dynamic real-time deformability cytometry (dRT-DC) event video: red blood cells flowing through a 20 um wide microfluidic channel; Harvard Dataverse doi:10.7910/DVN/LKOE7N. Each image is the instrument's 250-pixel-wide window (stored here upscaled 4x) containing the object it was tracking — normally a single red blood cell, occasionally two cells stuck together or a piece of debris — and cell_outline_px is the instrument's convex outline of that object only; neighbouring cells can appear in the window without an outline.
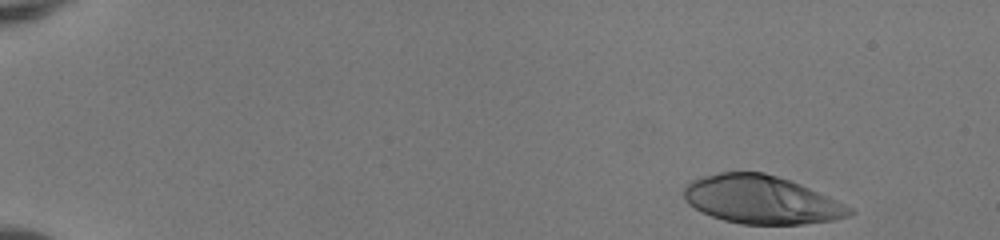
{"species": "human", "species_latin": "Homo sapiens", "temperature_condition": "room temperature", "stored_images_in_passage": 47, "camera_frame_rate_fps": 3000, "um_per_image_px": 0.085, "donor": {"sex": "female"}, "frame": {"image": 1, "passage_image": 1, "time_ms": 0.0, "image_size_px": [1000, 240], "cell_outline_px": [[856, 212], [848, 216], [832, 220], [804, 224], [740, 224], [724, 220], [712, 216], [688, 204], [684, 200], [684, 188], [692, 180], [704, 176], [720, 172], [764, 172], [800, 184], [828, 196], [852, 208]], "centroid_in_image_um": [64.72, 16.98], "position_along_channel_um": 20.3, "area_um2": 46.18}}
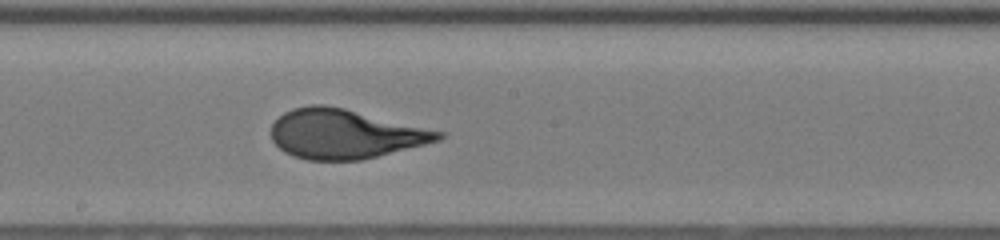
{"frame": {"image": 2, "passage_image": 26, "time_ms": 8.333, "image_size_px": [1000, 240], "cell_outline_px": [[448, 132], [440, 140], [360, 160], [308, 160], [292, 156], [284, 152], [272, 140], [272, 124], [284, 112], [292, 108], [308, 104], [324, 104], [344, 108]], "centroid_in_image_um": [29.32, 11.37], "position_along_channel_um": 218.9, "area_um2": 48.15}}
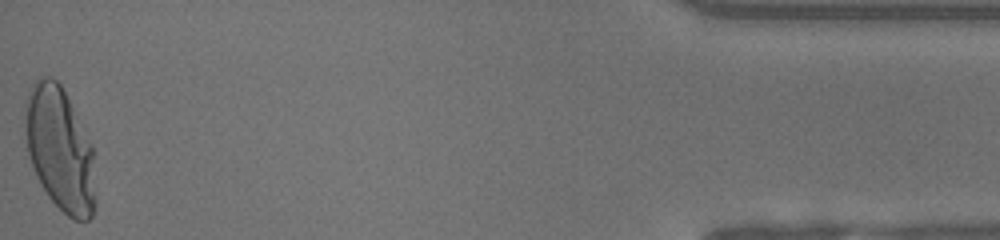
{"frame": {"image": 3, "passage_image": 47, "time_ms": 15.333, "image_size_px": [1000, 240], "cell_outline_px": [[96, 204], [92, 216], [88, 220], [72, 220], [48, 196], [40, 184], [36, 176], [28, 156], [24, 132], [24, 100], [32, 84], [40, 76], [52, 76], [60, 84], [92, 144]], "centroid_in_image_um": [5.06, 12.67], "position_along_channel_um": 430.1, "area_um2": 51.27}, "authors_computed_cell_mechanics": {"area_um2": 47.5116, "velocity_mm_per_s": 4.1005, "shape_relaxation_time_tau1_ms": 5.3185, "shape_relaxation_time_tau2_ms": null, "deformation_change_tau1": 0.2873, "deformation_change_tau2": null}}